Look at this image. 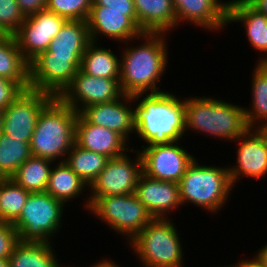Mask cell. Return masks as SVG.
<instances>
[{
    "mask_svg": "<svg viewBox=\"0 0 267 267\" xmlns=\"http://www.w3.org/2000/svg\"><path fill=\"white\" fill-rule=\"evenodd\" d=\"M166 37V33L143 32L137 39L140 45L129 42L123 47L119 79L123 94L162 92L160 82L169 60Z\"/></svg>",
    "mask_w": 267,
    "mask_h": 267,
    "instance_id": "obj_1",
    "label": "cell"
},
{
    "mask_svg": "<svg viewBox=\"0 0 267 267\" xmlns=\"http://www.w3.org/2000/svg\"><path fill=\"white\" fill-rule=\"evenodd\" d=\"M145 95V96H144ZM135 135L147 146L182 142L185 135V101L172 92L139 93L133 96ZM141 99V100H140Z\"/></svg>",
    "mask_w": 267,
    "mask_h": 267,
    "instance_id": "obj_2",
    "label": "cell"
},
{
    "mask_svg": "<svg viewBox=\"0 0 267 267\" xmlns=\"http://www.w3.org/2000/svg\"><path fill=\"white\" fill-rule=\"evenodd\" d=\"M211 96L184 97L185 101V133L193 131L204 133L211 138L224 141H235L244 135L248 126L245 107L235 105L223 99Z\"/></svg>",
    "mask_w": 267,
    "mask_h": 267,
    "instance_id": "obj_3",
    "label": "cell"
},
{
    "mask_svg": "<svg viewBox=\"0 0 267 267\" xmlns=\"http://www.w3.org/2000/svg\"><path fill=\"white\" fill-rule=\"evenodd\" d=\"M78 114L60 98L54 97L38 116L30 142L32 156L65 162L75 143Z\"/></svg>",
    "mask_w": 267,
    "mask_h": 267,
    "instance_id": "obj_4",
    "label": "cell"
},
{
    "mask_svg": "<svg viewBox=\"0 0 267 267\" xmlns=\"http://www.w3.org/2000/svg\"><path fill=\"white\" fill-rule=\"evenodd\" d=\"M232 188L228 166L201 165L195 158L179 182L180 201L183 206L191 203L218 214L229 201Z\"/></svg>",
    "mask_w": 267,
    "mask_h": 267,
    "instance_id": "obj_5",
    "label": "cell"
},
{
    "mask_svg": "<svg viewBox=\"0 0 267 267\" xmlns=\"http://www.w3.org/2000/svg\"><path fill=\"white\" fill-rule=\"evenodd\" d=\"M170 218H153L131 241L144 267H184L180 233Z\"/></svg>",
    "mask_w": 267,
    "mask_h": 267,
    "instance_id": "obj_6",
    "label": "cell"
},
{
    "mask_svg": "<svg viewBox=\"0 0 267 267\" xmlns=\"http://www.w3.org/2000/svg\"><path fill=\"white\" fill-rule=\"evenodd\" d=\"M66 205L47 192L31 193L19 218L13 223L21 242L52 243L61 232Z\"/></svg>",
    "mask_w": 267,
    "mask_h": 267,
    "instance_id": "obj_7",
    "label": "cell"
},
{
    "mask_svg": "<svg viewBox=\"0 0 267 267\" xmlns=\"http://www.w3.org/2000/svg\"><path fill=\"white\" fill-rule=\"evenodd\" d=\"M89 211L118 235H123L128 243L153 219L134 193L99 197Z\"/></svg>",
    "mask_w": 267,
    "mask_h": 267,
    "instance_id": "obj_8",
    "label": "cell"
},
{
    "mask_svg": "<svg viewBox=\"0 0 267 267\" xmlns=\"http://www.w3.org/2000/svg\"><path fill=\"white\" fill-rule=\"evenodd\" d=\"M131 152L136 153L135 158L124 155L108 159L105 168L90 185L89 197L83 202L85 210L99 198L111 195H128L135 192L138 178L142 173V161L138 150L134 146ZM133 159V160H132Z\"/></svg>",
    "mask_w": 267,
    "mask_h": 267,
    "instance_id": "obj_9",
    "label": "cell"
},
{
    "mask_svg": "<svg viewBox=\"0 0 267 267\" xmlns=\"http://www.w3.org/2000/svg\"><path fill=\"white\" fill-rule=\"evenodd\" d=\"M81 61L82 58L52 57L50 52H41L29 62L30 89L59 98L81 68Z\"/></svg>",
    "mask_w": 267,
    "mask_h": 267,
    "instance_id": "obj_10",
    "label": "cell"
},
{
    "mask_svg": "<svg viewBox=\"0 0 267 267\" xmlns=\"http://www.w3.org/2000/svg\"><path fill=\"white\" fill-rule=\"evenodd\" d=\"M180 141L169 144L146 146L138 150L142 161V173L162 181L179 183L188 166L194 161V154L184 149Z\"/></svg>",
    "mask_w": 267,
    "mask_h": 267,
    "instance_id": "obj_11",
    "label": "cell"
},
{
    "mask_svg": "<svg viewBox=\"0 0 267 267\" xmlns=\"http://www.w3.org/2000/svg\"><path fill=\"white\" fill-rule=\"evenodd\" d=\"M52 95L26 89L3 111L2 132L22 142H31L36 122Z\"/></svg>",
    "mask_w": 267,
    "mask_h": 267,
    "instance_id": "obj_12",
    "label": "cell"
},
{
    "mask_svg": "<svg viewBox=\"0 0 267 267\" xmlns=\"http://www.w3.org/2000/svg\"><path fill=\"white\" fill-rule=\"evenodd\" d=\"M119 79L94 77L79 69L72 83L59 98L73 110L81 113L88 106L121 98L124 94Z\"/></svg>",
    "mask_w": 267,
    "mask_h": 267,
    "instance_id": "obj_13",
    "label": "cell"
},
{
    "mask_svg": "<svg viewBox=\"0 0 267 267\" xmlns=\"http://www.w3.org/2000/svg\"><path fill=\"white\" fill-rule=\"evenodd\" d=\"M66 21L65 17L46 9L26 16L14 34L23 57L30 62L38 54L46 51Z\"/></svg>",
    "mask_w": 267,
    "mask_h": 267,
    "instance_id": "obj_14",
    "label": "cell"
},
{
    "mask_svg": "<svg viewBox=\"0 0 267 267\" xmlns=\"http://www.w3.org/2000/svg\"><path fill=\"white\" fill-rule=\"evenodd\" d=\"M236 141L239 143L236 164L228 167L234 187L244 177L262 180L267 175V133L264 129L250 128L233 142Z\"/></svg>",
    "mask_w": 267,
    "mask_h": 267,
    "instance_id": "obj_15",
    "label": "cell"
},
{
    "mask_svg": "<svg viewBox=\"0 0 267 267\" xmlns=\"http://www.w3.org/2000/svg\"><path fill=\"white\" fill-rule=\"evenodd\" d=\"M86 21L92 42L106 36L124 44L135 41L143 33L139 25L127 16V11L105 10V6H92Z\"/></svg>",
    "mask_w": 267,
    "mask_h": 267,
    "instance_id": "obj_16",
    "label": "cell"
},
{
    "mask_svg": "<svg viewBox=\"0 0 267 267\" xmlns=\"http://www.w3.org/2000/svg\"><path fill=\"white\" fill-rule=\"evenodd\" d=\"M133 102V96L124 94L117 100L88 106L81 114L91 124L113 130L129 143L130 134H135V108L131 107Z\"/></svg>",
    "mask_w": 267,
    "mask_h": 267,
    "instance_id": "obj_17",
    "label": "cell"
},
{
    "mask_svg": "<svg viewBox=\"0 0 267 267\" xmlns=\"http://www.w3.org/2000/svg\"><path fill=\"white\" fill-rule=\"evenodd\" d=\"M134 194L153 218H169L167 214L182 206L179 183L157 180L143 173L138 178Z\"/></svg>",
    "mask_w": 267,
    "mask_h": 267,
    "instance_id": "obj_18",
    "label": "cell"
},
{
    "mask_svg": "<svg viewBox=\"0 0 267 267\" xmlns=\"http://www.w3.org/2000/svg\"><path fill=\"white\" fill-rule=\"evenodd\" d=\"M75 143L83 149L116 158L131 148L129 143L117 132L91 124L81 113L75 123ZM129 146V147H128Z\"/></svg>",
    "mask_w": 267,
    "mask_h": 267,
    "instance_id": "obj_19",
    "label": "cell"
},
{
    "mask_svg": "<svg viewBox=\"0 0 267 267\" xmlns=\"http://www.w3.org/2000/svg\"><path fill=\"white\" fill-rule=\"evenodd\" d=\"M177 19V27L190 23L199 29L217 32L227 24V11L224 2L219 0H172Z\"/></svg>",
    "mask_w": 267,
    "mask_h": 267,
    "instance_id": "obj_20",
    "label": "cell"
},
{
    "mask_svg": "<svg viewBox=\"0 0 267 267\" xmlns=\"http://www.w3.org/2000/svg\"><path fill=\"white\" fill-rule=\"evenodd\" d=\"M134 5L142 32L167 34L178 29L172 0H134Z\"/></svg>",
    "mask_w": 267,
    "mask_h": 267,
    "instance_id": "obj_21",
    "label": "cell"
},
{
    "mask_svg": "<svg viewBox=\"0 0 267 267\" xmlns=\"http://www.w3.org/2000/svg\"><path fill=\"white\" fill-rule=\"evenodd\" d=\"M90 42L87 21L67 20L44 52L52 57L82 58Z\"/></svg>",
    "mask_w": 267,
    "mask_h": 267,
    "instance_id": "obj_22",
    "label": "cell"
},
{
    "mask_svg": "<svg viewBox=\"0 0 267 267\" xmlns=\"http://www.w3.org/2000/svg\"><path fill=\"white\" fill-rule=\"evenodd\" d=\"M233 22L243 25L252 48L263 54L256 63H264L267 60V16L251 5H242L228 12L227 24Z\"/></svg>",
    "mask_w": 267,
    "mask_h": 267,
    "instance_id": "obj_23",
    "label": "cell"
},
{
    "mask_svg": "<svg viewBox=\"0 0 267 267\" xmlns=\"http://www.w3.org/2000/svg\"><path fill=\"white\" fill-rule=\"evenodd\" d=\"M0 77L30 89L29 62L23 57L14 35L0 34Z\"/></svg>",
    "mask_w": 267,
    "mask_h": 267,
    "instance_id": "obj_24",
    "label": "cell"
},
{
    "mask_svg": "<svg viewBox=\"0 0 267 267\" xmlns=\"http://www.w3.org/2000/svg\"><path fill=\"white\" fill-rule=\"evenodd\" d=\"M89 190L85 182L65 163H54L46 192L65 205ZM88 189V190H87Z\"/></svg>",
    "mask_w": 267,
    "mask_h": 267,
    "instance_id": "obj_25",
    "label": "cell"
},
{
    "mask_svg": "<svg viewBox=\"0 0 267 267\" xmlns=\"http://www.w3.org/2000/svg\"><path fill=\"white\" fill-rule=\"evenodd\" d=\"M119 58V59H118ZM120 56L109 48L90 42L82 56L81 70L99 78H120Z\"/></svg>",
    "mask_w": 267,
    "mask_h": 267,
    "instance_id": "obj_26",
    "label": "cell"
},
{
    "mask_svg": "<svg viewBox=\"0 0 267 267\" xmlns=\"http://www.w3.org/2000/svg\"><path fill=\"white\" fill-rule=\"evenodd\" d=\"M53 247L51 243L20 241L8 258L10 267H65L58 263Z\"/></svg>",
    "mask_w": 267,
    "mask_h": 267,
    "instance_id": "obj_27",
    "label": "cell"
},
{
    "mask_svg": "<svg viewBox=\"0 0 267 267\" xmlns=\"http://www.w3.org/2000/svg\"><path fill=\"white\" fill-rule=\"evenodd\" d=\"M252 73V104H249L251 108L245 107L244 111L250 128L263 129L267 125V67L263 63H256Z\"/></svg>",
    "mask_w": 267,
    "mask_h": 267,
    "instance_id": "obj_28",
    "label": "cell"
},
{
    "mask_svg": "<svg viewBox=\"0 0 267 267\" xmlns=\"http://www.w3.org/2000/svg\"><path fill=\"white\" fill-rule=\"evenodd\" d=\"M52 160L31 156L10 178L31 193L46 192L53 164Z\"/></svg>",
    "mask_w": 267,
    "mask_h": 267,
    "instance_id": "obj_29",
    "label": "cell"
},
{
    "mask_svg": "<svg viewBox=\"0 0 267 267\" xmlns=\"http://www.w3.org/2000/svg\"><path fill=\"white\" fill-rule=\"evenodd\" d=\"M108 159L103 154L83 149L74 143L65 163L90 187L105 168Z\"/></svg>",
    "mask_w": 267,
    "mask_h": 267,
    "instance_id": "obj_30",
    "label": "cell"
},
{
    "mask_svg": "<svg viewBox=\"0 0 267 267\" xmlns=\"http://www.w3.org/2000/svg\"><path fill=\"white\" fill-rule=\"evenodd\" d=\"M31 156L29 142H22L3 132L0 133V179L11 178Z\"/></svg>",
    "mask_w": 267,
    "mask_h": 267,
    "instance_id": "obj_31",
    "label": "cell"
},
{
    "mask_svg": "<svg viewBox=\"0 0 267 267\" xmlns=\"http://www.w3.org/2000/svg\"><path fill=\"white\" fill-rule=\"evenodd\" d=\"M30 194L12 179H0V222L14 223Z\"/></svg>",
    "mask_w": 267,
    "mask_h": 267,
    "instance_id": "obj_32",
    "label": "cell"
},
{
    "mask_svg": "<svg viewBox=\"0 0 267 267\" xmlns=\"http://www.w3.org/2000/svg\"><path fill=\"white\" fill-rule=\"evenodd\" d=\"M92 4L93 0H47L45 9L67 20L86 21Z\"/></svg>",
    "mask_w": 267,
    "mask_h": 267,
    "instance_id": "obj_33",
    "label": "cell"
},
{
    "mask_svg": "<svg viewBox=\"0 0 267 267\" xmlns=\"http://www.w3.org/2000/svg\"><path fill=\"white\" fill-rule=\"evenodd\" d=\"M24 19L17 0H0V34L14 35Z\"/></svg>",
    "mask_w": 267,
    "mask_h": 267,
    "instance_id": "obj_34",
    "label": "cell"
},
{
    "mask_svg": "<svg viewBox=\"0 0 267 267\" xmlns=\"http://www.w3.org/2000/svg\"><path fill=\"white\" fill-rule=\"evenodd\" d=\"M19 242L13 223L0 222V259H8Z\"/></svg>",
    "mask_w": 267,
    "mask_h": 267,
    "instance_id": "obj_35",
    "label": "cell"
},
{
    "mask_svg": "<svg viewBox=\"0 0 267 267\" xmlns=\"http://www.w3.org/2000/svg\"><path fill=\"white\" fill-rule=\"evenodd\" d=\"M23 90L17 82L0 77V110L8 108Z\"/></svg>",
    "mask_w": 267,
    "mask_h": 267,
    "instance_id": "obj_36",
    "label": "cell"
},
{
    "mask_svg": "<svg viewBox=\"0 0 267 267\" xmlns=\"http://www.w3.org/2000/svg\"><path fill=\"white\" fill-rule=\"evenodd\" d=\"M92 6H105V10L127 11V16L137 23L134 0H93Z\"/></svg>",
    "mask_w": 267,
    "mask_h": 267,
    "instance_id": "obj_37",
    "label": "cell"
},
{
    "mask_svg": "<svg viewBox=\"0 0 267 267\" xmlns=\"http://www.w3.org/2000/svg\"><path fill=\"white\" fill-rule=\"evenodd\" d=\"M47 0H17L19 8L24 16H30L46 8Z\"/></svg>",
    "mask_w": 267,
    "mask_h": 267,
    "instance_id": "obj_38",
    "label": "cell"
},
{
    "mask_svg": "<svg viewBox=\"0 0 267 267\" xmlns=\"http://www.w3.org/2000/svg\"><path fill=\"white\" fill-rule=\"evenodd\" d=\"M234 265L235 267H264L255 255L251 259H244L243 257V259H239Z\"/></svg>",
    "mask_w": 267,
    "mask_h": 267,
    "instance_id": "obj_39",
    "label": "cell"
},
{
    "mask_svg": "<svg viewBox=\"0 0 267 267\" xmlns=\"http://www.w3.org/2000/svg\"><path fill=\"white\" fill-rule=\"evenodd\" d=\"M256 0H229V1H224V6H225V9L227 11V13L236 8V7H239V6H242V5H251L253 2H255Z\"/></svg>",
    "mask_w": 267,
    "mask_h": 267,
    "instance_id": "obj_40",
    "label": "cell"
},
{
    "mask_svg": "<svg viewBox=\"0 0 267 267\" xmlns=\"http://www.w3.org/2000/svg\"><path fill=\"white\" fill-rule=\"evenodd\" d=\"M251 6L259 13L267 16V0H256Z\"/></svg>",
    "mask_w": 267,
    "mask_h": 267,
    "instance_id": "obj_41",
    "label": "cell"
},
{
    "mask_svg": "<svg viewBox=\"0 0 267 267\" xmlns=\"http://www.w3.org/2000/svg\"><path fill=\"white\" fill-rule=\"evenodd\" d=\"M255 256L264 267H267V244L258 249L257 253L255 252Z\"/></svg>",
    "mask_w": 267,
    "mask_h": 267,
    "instance_id": "obj_42",
    "label": "cell"
},
{
    "mask_svg": "<svg viewBox=\"0 0 267 267\" xmlns=\"http://www.w3.org/2000/svg\"><path fill=\"white\" fill-rule=\"evenodd\" d=\"M116 261H112V259H102L99 262L92 264L90 267H120L121 265L115 263Z\"/></svg>",
    "mask_w": 267,
    "mask_h": 267,
    "instance_id": "obj_43",
    "label": "cell"
},
{
    "mask_svg": "<svg viewBox=\"0 0 267 267\" xmlns=\"http://www.w3.org/2000/svg\"><path fill=\"white\" fill-rule=\"evenodd\" d=\"M0 267H10L8 259H0Z\"/></svg>",
    "mask_w": 267,
    "mask_h": 267,
    "instance_id": "obj_44",
    "label": "cell"
},
{
    "mask_svg": "<svg viewBox=\"0 0 267 267\" xmlns=\"http://www.w3.org/2000/svg\"><path fill=\"white\" fill-rule=\"evenodd\" d=\"M2 124H3V111L0 110V133L2 132Z\"/></svg>",
    "mask_w": 267,
    "mask_h": 267,
    "instance_id": "obj_45",
    "label": "cell"
},
{
    "mask_svg": "<svg viewBox=\"0 0 267 267\" xmlns=\"http://www.w3.org/2000/svg\"><path fill=\"white\" fill-rule=\"evenodd\" d=\"M218 267H235V265H234V263H233V265H227V266H218Z\"/></svg>",
    "mask_w": 267,
    "mask_h": 267,
    "instance_id": "obj_46",
    "label": "cell"
},
{
    "mask_svg": "<svg viewBox=\"0 0 267 267\" xmlns=\"http://www.w3.org/2000/svg\"><path fill=\"white\" fill-rule=\"evenodd\" d=\"M263 129L267 133V125Z\"/></svg>",
    "mask_w": 267,
    "mask_h": 267,
    "instance_id": "obj_47",
    "label": "cell"
},
{
    "mask_svg": "<svg viewBox=\"0 0 267 267\" xmlns=\"http://www.w3.org/2000/svg\"><path fill=\"white\" fill-rule=\"evenodd\" d=\"M263 64L267 67V60Z\"/></svg>",
    "mask_w": 267,
    "mask_h": 267,
    "instance_id": "obj_48",
    "label": "cell"
}]
</instances>
